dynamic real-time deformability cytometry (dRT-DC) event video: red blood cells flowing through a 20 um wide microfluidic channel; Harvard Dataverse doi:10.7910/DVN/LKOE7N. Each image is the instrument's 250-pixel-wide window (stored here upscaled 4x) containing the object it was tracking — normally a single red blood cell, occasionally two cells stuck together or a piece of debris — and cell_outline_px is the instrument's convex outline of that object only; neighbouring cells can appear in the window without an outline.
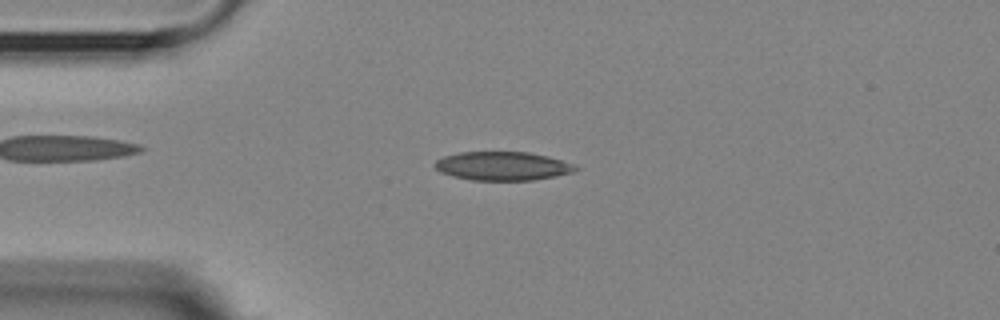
{"species": "Egyptian fruit bat (a non-hibernating species)", "species_latin": "Rousettus aegyptiacus", "temperature_condition": "room temperature", "stored_images_in_passage": 52, "camera_frame_rate_fps": 3000, "um_per_image_px": 0.085, "animal": {"sex": "female"}, "frame": {"image": 1, "passage_image": 10, "time_ms": 3.0, "image_size_px": [1000, 320], "cell_outline_px": [[580, 168], [572, 172], [556, 176], [532, 180], [472, 180], [452, 176], [440, 172], [432, 164], [436, 160], [444, 156], [460, 152], [528, 152], [548, 156], [572, 164]], "centroid_in_image_um": [42.69, 14.11], "position_along_channel_um": 42.3, "area_um2": 23.47}}
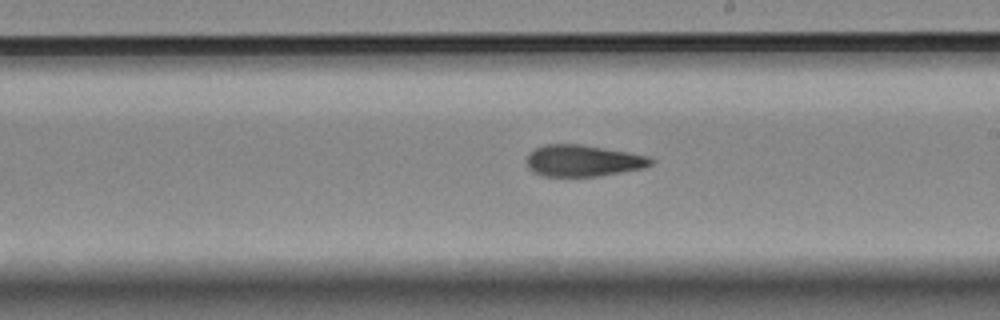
{"frame": {"image": 2, "passage_image": 28, "time_ms": 9.0, "image_size_px": [1000, 320], "cell_outline_px": [[656, 160], [652, 164], [644, 168], [596, 176], [544, 176], [532, 172], [528, 168], [528, 156], [536, 148], [544, 144], [580, 144], [628, 152], [648, 156]], "centroid_in_image_um": [49.58, 13.66], "position_along_channel_um": 239.4, "area_um2": 22.66}}
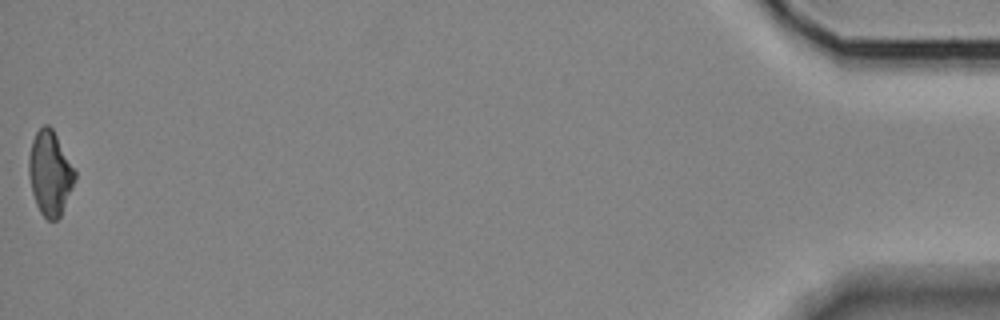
{"frame": {"image": 3, "passage_image": 52, "time_ms": 17.0, "image_size_px": [1000, 320], "cell_outline_px": [[76, 180], [60, 216], [56, 220], [48, 220], [40, 212], [36, 204], [32, 192], [28, 172], [28, 160], [32, 140], [36, 132], [44, 124], [48, 124], [52, 128], [76, 172]], "centroid_in_image_um": [4.24, 14.72], "position_along_channel_um": 431.0, "area_um2": 22.48}, "authors_computed_cell_mechanics": {"area_um2": 23.0911, "velocity_mm_per_s": 3.6044, "shape_relaxation_time_tau1_ms": null, "shape_relaxation_time_tau2_ms": 6.0074, "deformation_change_tau1": null, "deformation_change_tau2": 0.1569}}